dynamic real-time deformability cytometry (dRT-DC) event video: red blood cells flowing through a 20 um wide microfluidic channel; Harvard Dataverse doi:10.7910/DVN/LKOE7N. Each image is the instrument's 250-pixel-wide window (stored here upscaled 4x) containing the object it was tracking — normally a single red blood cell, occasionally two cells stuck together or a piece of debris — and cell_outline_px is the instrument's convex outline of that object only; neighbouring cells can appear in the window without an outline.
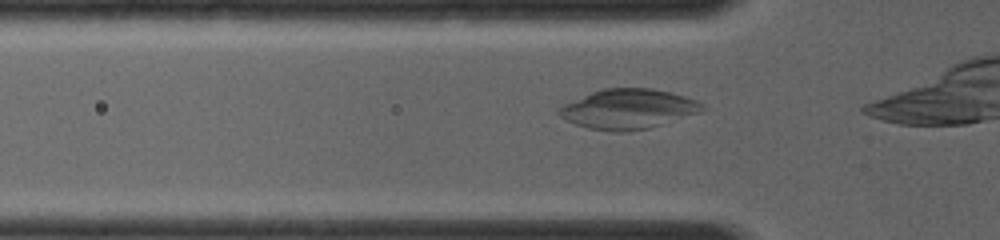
{"species": "common noctule bat (a hibernating species)", "species_latin": "Nyctalus noctula", "temperature_condition": "room temperature", "stored_images_in_passage": 10, "segment_of_instrument_passage": [2, 2], "camera_frame_rate_fps": 4000, "um_per_image_px": 0.085, "animal": {"sex": "female", "body_mass_g": 19.0, "forearm_length_mm": 56.7}, "frame": {"image": 1, "passage_image": 10, "time_ms": 5.25, "image_size_px": [1000, 240], "cell_outline_px": [[704, 108], [700, 112], [648, 128], [628, 132], [612, 132], [588, 128], [576, 124], [560, 116], [556, 112], [564, 104], [592, 92], [604, 88], [652, 88], [684, 96], [696, 100], [704, 104]], "centroid_in_image_um": [53.39, 9.27], "position_along_channel_um": 72.4, "area_um2": 32.89}}